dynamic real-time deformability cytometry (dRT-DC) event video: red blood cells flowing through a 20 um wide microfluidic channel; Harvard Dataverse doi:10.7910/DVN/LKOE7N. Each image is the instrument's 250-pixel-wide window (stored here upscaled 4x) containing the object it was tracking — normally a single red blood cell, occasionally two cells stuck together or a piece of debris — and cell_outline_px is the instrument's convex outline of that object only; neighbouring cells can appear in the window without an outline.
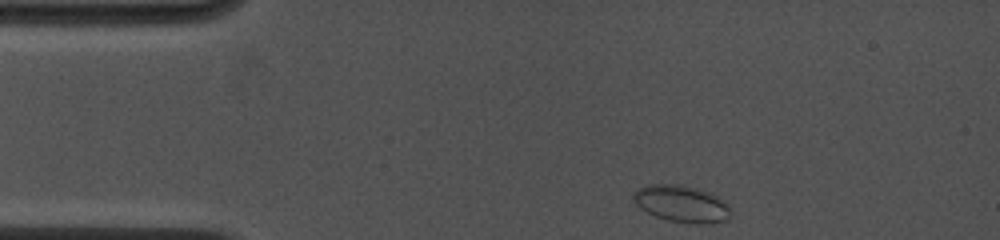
{"species": "common noctule bat (a hibernating species)", "species_latin": "Nyctalus noctula", "temperature_condition": "cold", "stored_images_in_passage": 7, "camera_frame_rate_fps": 4500, "um_per_image_px": 0.085, "animal": {"sex": "female", "body_mass_g": 19.0, "forearm_length_mm": 53.3}, "frame": {"image": 1, "passage_image": 1, "time_ms": 0.0, "image_size_px": [1000, 240], "cell_outline_px": [[732, 212], [728, 220], [704, 224], [696, 224], [668, 220], [656, 216], [640, 208], [632, 200], [632, 196], [640, 188], [648, 184], [680, 184], [712, 192], [724, 200]], "centroid_in_image_um": [57.98, 17.32], "position_along_channel_um": 27.0, "area_um2": 21.04}}